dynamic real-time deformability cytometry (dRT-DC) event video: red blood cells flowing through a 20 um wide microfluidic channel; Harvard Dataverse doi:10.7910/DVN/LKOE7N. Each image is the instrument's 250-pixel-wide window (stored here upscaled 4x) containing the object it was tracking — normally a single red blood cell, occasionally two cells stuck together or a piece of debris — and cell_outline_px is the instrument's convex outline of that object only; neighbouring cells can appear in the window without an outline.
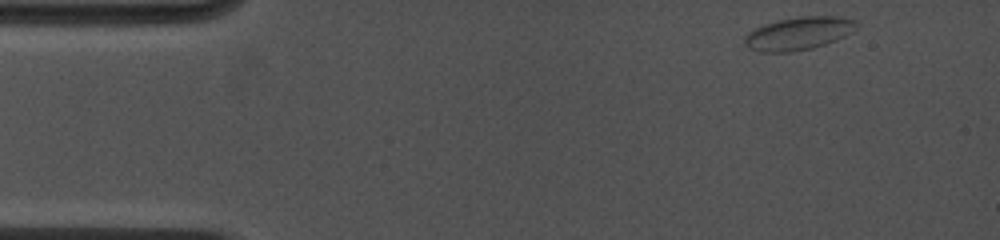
{"species": "common noctule bat (a hibernating species)", "species_latin": "Nyctalus noctula", "temperature_condition": "cold", "stored_images_in_passage": 32, "camera_frame_rate_fps": 4500, "um_per_image_px": 0.085, "animal": {"sex": "female", "body_mass_g": 19.0, "forearm_length_mm": 53.3}, "frame": {"image": 1, "passage_image": 1, "time_ms": 0.0, "image_size_px": [1000, 240], "cell_outline_px": [[860, 24], [852, 32], [836, 40], [812, 48], [792, 52], [760, 52], [748, 48], [744, 44], [744, 36], [748, 32], [764, 24], [776, 20], [800, 16], [840, 16], [856, 20]], "centroid_in_image_um": [67.88, 2.83], "position_along_channel_um": 17.1, "area_um2": 21.73}}
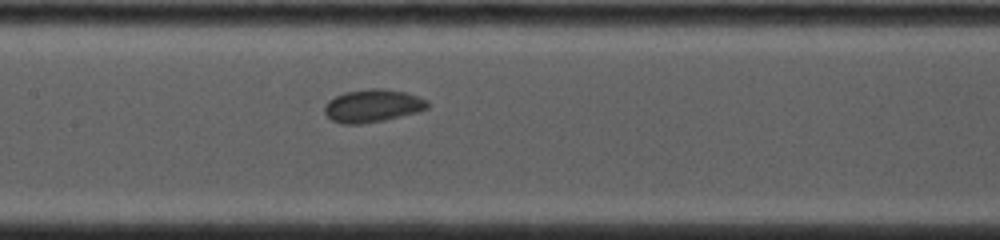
{"frame": {"image": 2, "passage_image": 13, "time_ms": 6.444, "image_size_px": [1000, 240], "cell_outline_px": [[428, 108], [416, 112], [384, 120], [360, 124], [344, 124], [332, 120], [324, 112], [324, 104], [328, 100], [344, 92], [372, 88], [384, 88], [404, 92], [428, 100]], "centroid_in_image_um": [31.64, 8.98], "position_along_channel_um": 175.8, "area_um2": 19.59}}
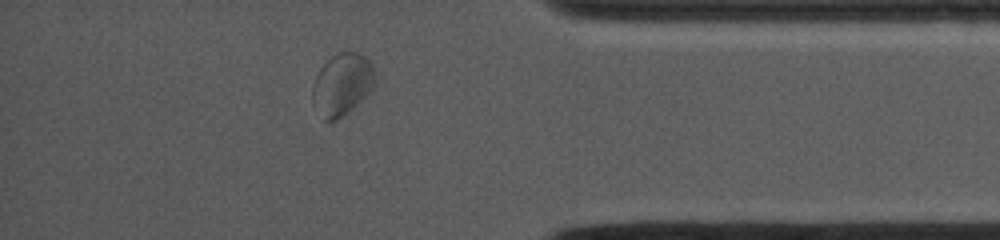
{"frame": {"image": 3, "passage_image": 28, "time_ms": 12.667, "image_size_px": [1000, 240], "cell_outline_px": [[376, 84], [352, 108], [336, 120], [324, 120], [312, 100], [312, 88], [316, 76], [320, 68], [332, 56], [340, 52], [360, 52], [372, 64], [376, 76]], "centroid_in_image_um": [29.09, 7.14], "position_along_channel_um": 406.1, "area_um2": 22.25}, "authors_computed_cell_mechanics": {"area_um2": 19.7965, "velocity_mm_per_s": 3.8658, "shape_relaxation_time_tau1_ms": 2.2415, "shape_relaxation_time_tau2_ms": null, "deformation_change_tau1": 0.0688, "deformation_change_tau2": null}}